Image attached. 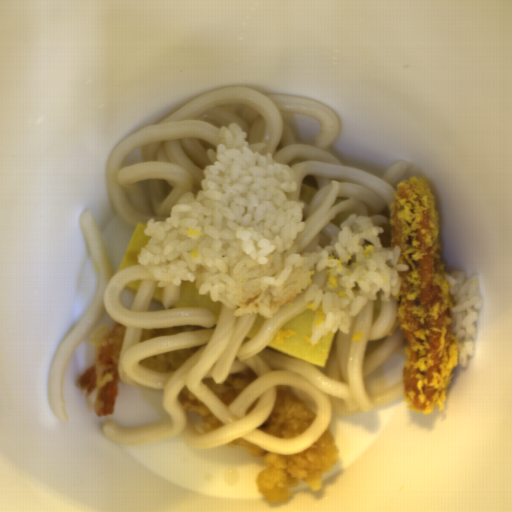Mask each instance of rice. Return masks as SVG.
<instances>
[{"label": "rice", "mask_w": 512, "mask_h": 512, "mask_svg": "<svg viewBox=\"0 0 512 512\" xmlns=\"http://www.w3.org/2000/svg\"><path fill=\"white\" fill-rule=\"evenodd\" d=\"M237 123L221 126L212 164L200 190L184 192L165 220L150 219V239L136 256L156 287L194 283L233 310V316L271 319L305 292L314 311L310 343L329 332L350 333L368 301L400 296V246H382L384 227L350 215L339 231L312 253H299L296 236L306 223V204L292 198L297 178L288 165L263 155L264 143H248Z\"/></svg>", "instance_id": "obj_1"}, {"label": "rice", "mask_w": 512, "mask_h": 512, "mask_svg": "<svg viewBox=\"0 0 512 512\" xmlns=\"http://www.w3.org/2000/svg\"><path fill=\"white\" fill-rule=\"evenodd\" d=\"M448 304L458 359L461 367H468L469 358L476 352L478 329L476 321L483 305L479 277L467 276L465 270L445 273Z\"/></svg>", "instance_id": "obj_2"}]
</instances>
